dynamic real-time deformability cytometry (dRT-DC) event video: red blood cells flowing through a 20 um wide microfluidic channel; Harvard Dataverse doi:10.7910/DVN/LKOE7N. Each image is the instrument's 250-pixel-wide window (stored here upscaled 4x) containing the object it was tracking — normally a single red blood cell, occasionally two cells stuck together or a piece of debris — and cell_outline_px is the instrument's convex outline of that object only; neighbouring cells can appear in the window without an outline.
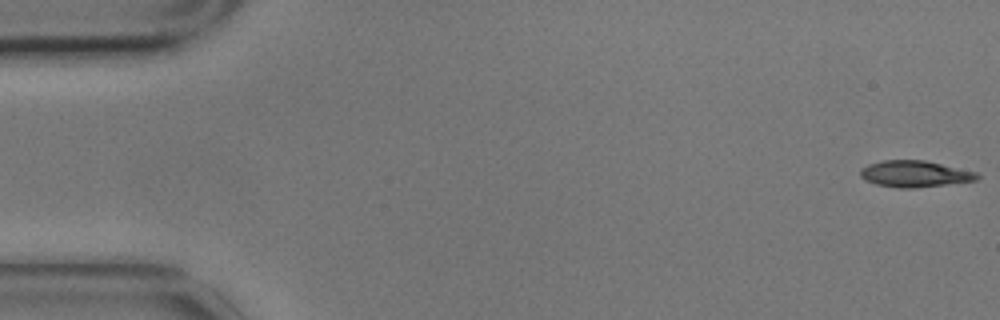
{"species": "common noctule bat (a hibernating species)", "species_latin": "Nyctalus noctula", "temperature_condition": "cold", "stored_images_in_passage": 13, "camera_frame_rate_fps": 3000, "um_per_image_px": 0.085, "animal": {"sex": "male", "body_mass_g": 17.9}, "frame": {"image": 1, "passage_image": 1, "time_ms": 0.0, "image_size_px": [1000, 320], "cell_outline_px": [[980, 176], [976, 180], [916, 188], [900, 188], [876, 184], [864, 180], [860, 176], [860, 168], [868, 164], [884, 160], [924, 160], [976, 172]], "centroid_in_image_um": [77.71, 14.78], "position_along_channel_um": 7.3, "area_um2": 17.86}}
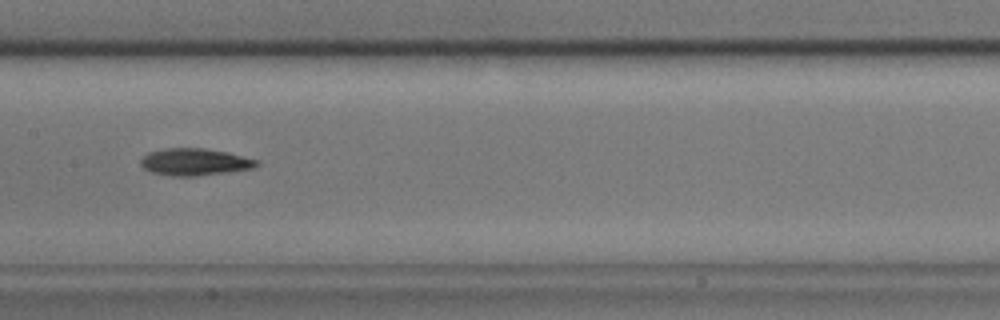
{"frame": {"image": 2, "passage_image": 8, "time_ms": 2.333, "image_size_px": [1000, 320], "cell_outline_px": [[260, 164], [252, 168], [196, 176], [172, 176], [152, 172], [144, 168], [140, 164], [140, 160], [148, 152], [164, 148], [204, 148], [228, 152], [260, 160]], "centroid_in_image_um": [16.55, 13.75], "position_along_channel_um": 190.8, "area_um2": 18.26}}
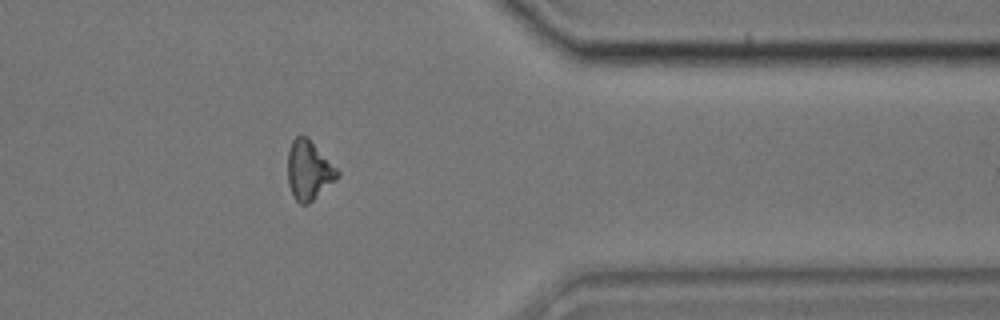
{"frame": {"image": 3, "passage_image": 13, "time_ms": 4.0, "image_size_px": [1000, 320], "cell_outline_px": [[340, 176], [336, 180], [308, 204], [300, 204], [296, 200], [288, 184], [288, 152], [292, 140], [296, 136], [304, 136], [340, 172]], "centroid_in_image_um": [26.23, 14.52], "position_along_channel_um": 385.2, "area_um2": 16.59}}